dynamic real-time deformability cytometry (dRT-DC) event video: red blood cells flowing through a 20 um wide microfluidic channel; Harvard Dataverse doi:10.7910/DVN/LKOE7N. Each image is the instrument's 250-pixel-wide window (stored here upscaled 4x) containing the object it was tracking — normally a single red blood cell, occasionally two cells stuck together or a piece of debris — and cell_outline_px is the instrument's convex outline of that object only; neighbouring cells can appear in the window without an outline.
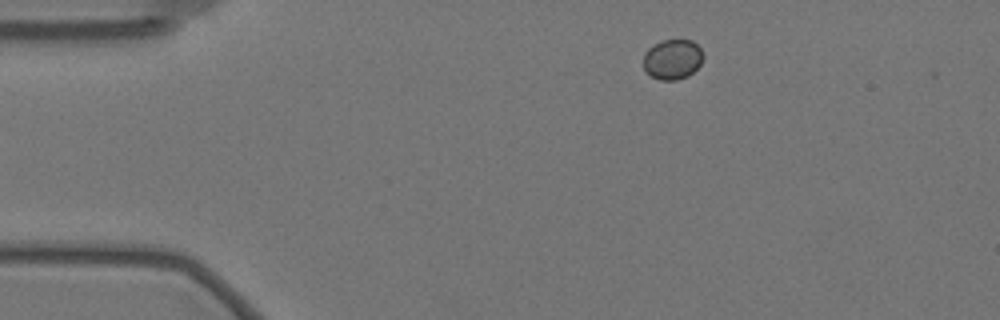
{"species": "Egyptian fruit bat (a non-hibernating species)", "species_latin": "Rousettus aegyptiacus", "temperature_condition": "warm", "stored_images_in_passage": 4, "camera_frame_rate_fps": 3000, "um_per_image_px": 0.085, "animal": {"sex": "female"}, "frame": {"image": 1, "passage_image": 1, "time_ms": 0.0, "image_size_px": [1000, 320], "cell_outline_px": [[704, 56], [700, 64], [688, 76], [676, 80], [660, 80], [644, 72], [644, 52], [652, 44], [664, 40], [692, 40], [700, 48]], "centroid_in_image_um": [57.14, 5.04], "position_along_channel_um": 27.9, "area_um2": 14.05}}